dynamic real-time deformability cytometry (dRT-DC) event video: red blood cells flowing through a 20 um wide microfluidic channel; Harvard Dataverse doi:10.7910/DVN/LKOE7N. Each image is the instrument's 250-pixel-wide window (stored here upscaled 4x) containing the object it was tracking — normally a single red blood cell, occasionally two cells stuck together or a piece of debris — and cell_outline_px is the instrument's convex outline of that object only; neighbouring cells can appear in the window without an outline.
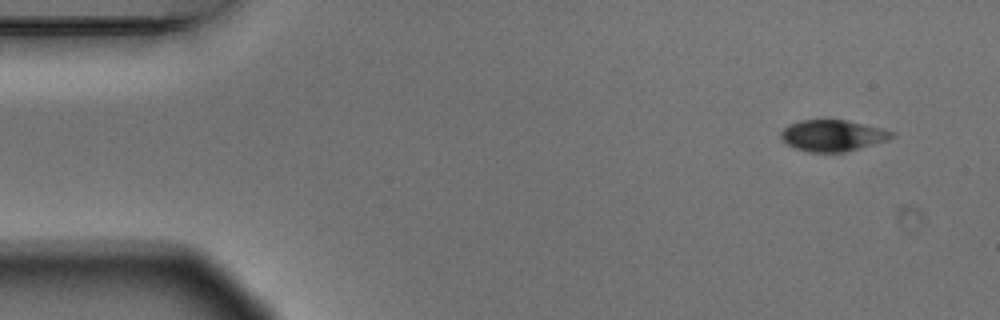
{"species": "Egyptian fruit bat (a non-hibernating species)", "species_latin": "Rousettus aegyptiacus", "temperature_condition": "warm", "stored_images_in_passage": 4, "camera_frame_rate_fps": 3000, "um_per_image_px": 0.085, "animal": {"sex": "male"}, "frame": {"image": 1, "passage_image": 1, "time_ms": 0.0, "image_size_px": [1000, 320], "cell_outline_px": [[896, 136], [888, 140], [844, 152], [808, 152], [796, 148], [788, 144], [780, 136], [780, 132], [788, 124], [800, 120], [848, 120], [896, 132]], "centroid_in_image_um": [70.79, 11.51], "position_along_channel_um": 14.2, "area_um2": 20.17}}
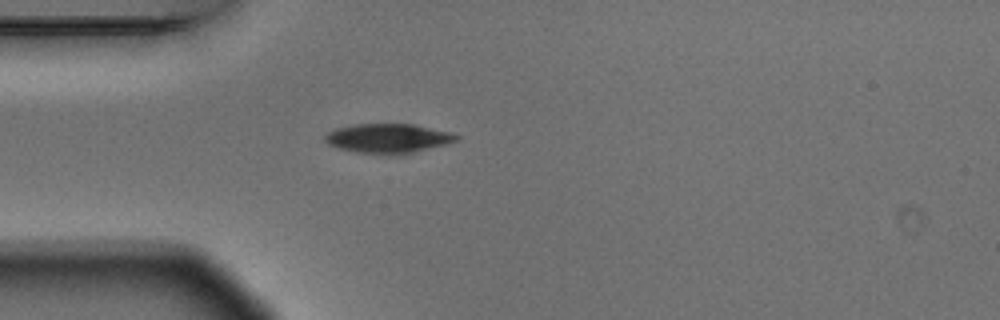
{"frame": {"image": 2, "passage_image": 4, "time_ms": 1.0, "image_size_px": [1000, 320], "cell_outline_px": [[460, 140], [412, 152], [392, 156], [356, 152], [340, 148], [328, 144], [324, 140], [324, 136], [328, 132], [336, 128], [352, 124], [416, 124], [452, 132], [460, 136]], "centroid_in_image_um": [32.99, 11.75], "position_along_channel_um": 52.0, "area_um2": 22.72}}